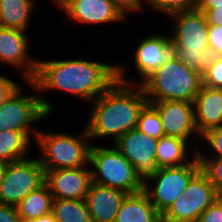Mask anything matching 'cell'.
<instances>
[{
	"instance_id": "cell-14",
	"label": "cell",
	"mask_w": 222,
	"mask_h": 222,
	"mask_svg": "<svg viewBox=\"0 0 222 222\" xmlns=\"http://www.w3.org/2000/svg\"><path fill=\"white\" fill-rule=\"evenodd\" d=\"M55 169L45 172V183L53 199L84 200L92 182L91 169Z\"/></svg>"
},
{
	"instance_id": "cell-25",
	"label": "cell",
	"mask_w": 222,
	"mask_h": 222,
	"mask_svg": "<svg viewBox=\"0 0 222 222\" xmlns=\"http://www.w3.org/2000/svg\"><path fill=\"white\" fill-rule=\"evenodd\" d=\"M136 128L142 133L156 139L165 136L160 116L150 103H147L141 110Z\"/></svg>"
},
{
	"instance_id": "cell-16",
	"label": "cell",
	"mask_w": 222,
	"mask_h": 222,
	"mask_svg": "<svg viewBox=\"0 0 222 222\" xmlns=\"http://www.w3.org/2000/svg\"><path fill=\"white\" fill-rule=\"evenodd\" d=\"M127 195L123 190L91 182L84 200L92 222H115L116 214Z\"/></svg>"
},
{
	"instance_id": "cell-17",
	"label": "cell",
	"mask_w": 222,
	"mask_h": 222,
	"mask_svg": "<svg viewBox=\"0 0 222 222\" xmlns=\"http://www.w3.org/2000/svg\"><path fill=\"white\" fill-rule=\"evenodd\" d=\"M193 106L195 126L200 136L222 126V89L201 85Z\"/></svg>"
},
{
	"instance_id": "cell-24",
	"label": "cell",
	"mask_w": 222,
	"mask_h": 222,
	"mask_svg": "<svg viewBox=\"0 0 222 222\" xmlns=\"http://www.w3.org/2000/svg\"><path fill=\"white\" fill-rule=\"evenodd\" d=\"M52 213L57 222H92L85 200L53 199Z\"/></svg>"
},
{
	"instance_id": "cell-7",
	"label": "cell",
	"mask_w": 222,
	"mask_h": 222,
	"mask_svg": "<svg viewBox=\"0 0 222 222\" xmlns=\"http://www.w3.org/2000/svg\"><path fill=\"white\" fill-rule=\"evenodd\" d=\"M194 149L190 163L177 167L160 168L157 175L143 187L150 202L161 215L179 196L185 193L188 182L200 170L198 148ZM152 184L154 187L151 186Z\"/></svg>"
},
{
	"instance_id": "cell-38",
	"label": "cell",
	"mask_w": 222,
	"mask_h": 222,
	"mask_svg": "<svg viewBox=\"0 0 222 222\" xmlns=\"http://www.w3.org/2000/svg\"><path fill=\"white\" fill-rule=\"evenodd\" d=\"M8 164H9L8 162L0 160V183L2 182Z\"/></svg>"
},
{
	"instance_id": "cell-39",
	"label": "cell",
	"mask_w": 222,
	"mask_h": 222,
	"mask_svg": "<svg viewBox=\"0 0 222 222\" xmlns=\"http://www.w3.org/2000/svg\"><path fill=\"white\" fill-rule=\"evenodd\" d=\"M198 3H222V0H198Z\"/></svg>"
},
{
	"instance_id": "cell-31",
	"label": "cell",
	"mask_w": 222,
	"mask_h": 222,
	"mask_svg": "<svg viewBox=\"0 0 222 222\" xmlns=\"http://www.w3.org/2000/svg\"><path fill=\"white\" fill-rule=\"evenodd\" d=\"M197 9L205 15L208 25H222V3H198Z\"/></svg>"
},
{
	"instance_id": "cell-29",
	"label": "cell",
	"mask_w": 222,
	"mask_h": 222,
	"mask_svg": "<svg viewBox=\"0 0 222 222\" xmlns=\"http://www.w3.org/2000/svg\"><path fill=\"white\" fill-rule=\"evenodd\" d=\"M200 170L208 177L222 196V159H199Z\"/></svg>"
},
{
	"instance_id": "cell-10",
	"label": "cell",
	"mask_w": 222,
	"mask_h": 222,
	"mask_svg": "<svg viewBox=\"0 0 222 222\" xmlns=\"http://www.w3.org/2000/svg\"><path fill=\"white\" fill-rule=\"evenodd\" d=\"M19 86L0 106V132L7 130L39 131L33 123L50 117L44 110L40 95H23Z\"/></svg>"
},
{
	"instance_id": "cell-20",
	"label": "cell",
	"mask_w": 222,
	"mask_h": 222,
	"mask_svg": "<svg viewBox=\"0 0 222 222\" xmlns=\"http://www.w3.org/2000/svg\"><path fill=\"white\" fill-rule=\"evenodd\" d=\"M34 0H0V27L27 31Z\"/></svg>"
},
{
	"instance_id": "cell-28",
	"label": "cell",
	"mask_w": 222,
	"mask_h": 222,
	"mask_svg": "<svg viewBox=\"0 0 222 222\" xmlns=\"http://www.w3.org/2000/svg\"><path fill=\"white\" fill-rule=\"evenodd\" d=\"M202 142L208 144V147H211L213 151L212 155L204 156L201 149H198L197 156L199 159H222V126L216 127L208 130L205 134L201 136ZM215 155V156H214Z\"/></svg>"
},
{
	"instance_id": "cell-11",
	"label": "cell",
	"mask_w": 222,
	"mask_h": 222,
	"mask_svg": "<svg viewBox=\"0 0 222 222\" xmlns=\"http://www.w3.org/2000/svg\"><path fill=\"white\" fill-rule=\"evenodd\" d=\"M158 112L165 136L177 137L189 142L192 135H199L194 121L192 102L165 100L148 101Z\"/></svg>"
},
{
	"instance_id": "cell-35",
	"label": "cell",
	"mask_w": 222,
	"mask_h": 222,
	"mask_svg": "<svg viewBox=\"0 0 222 222\" xmlns=\"http://www.w3.org/2000/svg\"><path fill=\"white\" fill-rule=\"evenodd\" d=\"M18 87V82L11 80L6 75L0 74V106Z\"/></svg>"
},
{
	"instance_id": "cell-19",
	"label": "cell",
	"mask_w": 222,
	"mask_h": 222,
	"mask_svg": "<svg viewBox=\"0 0 222 222\" xmlns=\"http://www.w3.org/2000/svg\"><path fill=\"white\" fill-rule=\"evenodd\" d=\"M184 194L193 204V222H197L199 216L220 197L214 185L201 170L188 182Z\"/></svg>"
},
{
	"instance_id": "cell-26",
	"label": "cell",
	"mask_w": 222,
	"mask_h": 222,
	"mask_svg": "<svg viewBox=\"0 0 222 222\" xmlns=\"http://www.w3.org/2000/svg\"><path fill=\"white\" fill-rule=\"evenodd\" d=\"M161 222H193V204L185 195L176 201L161 215Z\"/></svg>"
},
{
	"instance_id": "cell-37",
	"label": "cell",
	"mask_w": 222,
	"mask_h": 222,
	"mask_svg": "<svg viewBox=\"0 0 222 222\" xmlns=\"http://www.w3.org/2000/svg\"><path fill=\"white\" fill-rule=\"evenodd\" d=\"M31 222H57V220L55 219L54 214L51 212L49 214L40 216Z\"/></svg>"
},
{
	"instance_id": "cell-12",
	"label": "cell",
	"mask_w": 222,
	"mask_h": 222,
	"mask_svg": "<svg viewBox=\"0 0 222 222\" xmlns=\"http://www.w3.org/2000/svg\"><path fill=\"white\" fill-rule=\"evenodd\" d=\"M26 31L0 27V63L22 68L24 82L32 81L37 72L38 59L30 57Z\"/></svg>"
},
{
	"instance_id": "cell-4",
	"label": "cell",
	"mask_w": 222,
	"mask_h": 222,
	"mask_svg": "<svg viewBox=\"0 0 222 222\" xmlns=\"http://www.w3.org/2000/svg\"><path fill=\"white\" fill-rule=\"evenodd\" d=\"M174 20L171 41L175 45L176 57L197 71L201 76L220 54L209 48L208 23L197 8L169 15Z\"/></svg>"
},
{
	"instance_id": "cell-23",
	"label": "cell",
	"mask_w": 222,
	"mask_h": 222,
	"mask_svg": "<svg viewBox=\"0 0 222 222\" xmlns=\"http://www.w3.org/2000/svg\"><path fill=\"white\" fill-rule=\"evenodd\" d=\"M53 196L46 183L26 196L16 210L22 222H31L52 212Z\"/></svg>"
},
{
	"instance_id": "cell-33",
	"label": "cell",
	"mask_w": 222,
	"mask_h": 222,
	"mask_svg": "<svg viewBox=\"0 0 222 222\" xmlns=\"http://www.w3.org/2000/svg\"><path fill=\"white\" fill-rule=\"evenodd\" d=\"M114 7L120 12V14L126 19L129 11L143 10L144 0H111Z\"/></svg>"
},
{
	"instance_id": "cell-13",
	"label": "cell",
	"mask_w": 222,
	"mask_h": 222,
	"mask_svg": "<svg viewBox=\"0 0 222 222\" xmlns=\"http://www.w3.org/2000/svg\"><path fill=\"white\" fill-rule=\"evenodd\" d=\"M134 65L143 81L162 64L175 56V45L171 37L163 34H152L142 38L134 52Z\"/></svg>"
},
{
	"instance_id": "cell-1",
	"label": "cell",
	"mask_w": 222,
	"mask_h": 222,
	"mask_svg": "<svg viewBox=\"0 0 222 222\" xmlns=\"http://www.w3.org/2000/svg\"><path fill=\"white\" fill-rule=\"evenodd\" d=\"M116 65L87 59L38 60L37 72L32 81H26L36 92H40L41 104L50 116L54 111L44 98L43 91L60 90L92 102L115 81Z\"/></svg>"
},
{
	"instance_id": "cell-21",
	"label": "cell",
	"mask_w": 222,
	"mask_h": 222,
	"mask_svg": "<svg viewBox=\"0 0 222 222\" xmlns=\"http://www.w3.org/2000/svg\"><path fill=\"white\" fill-rule=\"evenodd\" d=\"M37 133L10 129L0 132V160L11 163L25 159L30 152L32 137H36Z\"/></svg>"
},
{
	"instance_id": "cell-9",
	"label": "cell",
	"mask_w": 222,
	"mask_h": 222,
	"mask_svg": "<svg viewBox=\"0 0 222 222\" xmlns=\"http://www.w3.org/2000/svg\"><path fill=\"white\" fill-rule=\"evenodd\" d=\"M158 139L150 137L134 128L113 144L122 155L134 166L136 179L144 187L160 170L156 161Z\"/></svg>"
},
{
	"instance_id": "cell-36",
	"label": "cell",
	"mask_w": 222,
	"mask_h": 222,
	"mask_svg": "<svg viewBox=\"0 0 222 222\" xmlns=\"http://www.w3.org/2000/svg\"><path fill=\"white\" fill-rule=\"evenodd\" d=\"M0 222H22L16 206L0 204Z\"/></svg>"
},
{
	"instance_id": "cell-5",
	"label": "cell",
	"mask_w": 222,
	"mask_h": 222,
	"mask_svg": "<svg viewBox=\"0 0 222 222\" xmlns=\"http://www.w3.org/2000/svg\"><path fill=\"white\" fill-rule=\"evenodd\" d=\"M40 149L39 162L44 171L55 169L80 168L89 165L92 144L86 128L80 135L69 133H51L39 130L36 134Z\"/></svg>"
},
{
	"instance_id": "cell-34",
	"label": "cell",
	"mask_w": 222,
	"mask_h": 222,
	"mask_svg": "<svg viewBox=\"0 0 222 222\" xmlns=\"http://www.w3.org/2000/svg\"><path fill=\"white\" fill-rule=\"evenodd\" d=\"M208 44L222 56V25H209Z\"/></svg>"
},
{
	"instance_id": "cell-18",
	"label": "cell",
	"mask_w": 222,
	"mask_h": 222,
	"mask_svg": "<svg viewBox=\"0 0 222 222\" xmlns=\"http://www.w3.org/2000/svg\"><path fill=\"white\" fill-rule=\"evenodd\" d=\"M115 222H161V214L154 208L148 195L141 191L125 197Z\"/></svg>"
},
{
	"instance_id": "cell-15",
	"label": "cell",
	"mask_w": 222,
	"mask_h": 222,
	"mask_svg": "<svg viewBox=\"0 0 222 222\" xmlns=\"http://www.w3.org/2000/svg\"><path fill=\"white\" fill-rule=\"evenodd\" d=\"M66 15L80 24H104L126 20L111 0H55Z\"/></svg>"
},
{
	"instance_id": "cell-30",
	"label": "cell",
	"mask_w": 222,
	"mask_h": 222,
	"mask_svg": "<svg viewBox=\"0 0 222 222\" xmlns=\"http://www.w3.org/2000/svg\"><path fill=\"white\" fill-rule=\"evenodd\" d=\"M202 85L222 89V56L209 65L202 74Z\"/></svg>"
},
{
	"instance_id": "cell-8",
	"label": "cell",
	"mask_w": 222,
	"mask_h": 222,
	"mask_svg": "<svg viewBox=\"0 0 222 222\" xmlns=\"http://www.w3.org/2000/svg\"><path fill=\"white\" fill-rule=\"evenodd\" d=\"M44 183L45 171L38 158L11 162L0 183V204L17 206Z\"/></svg>"
},
{
	"instance_id": "cell-22",
	"label": "cell",
	"mask_w": 222,
	"mask_h": 222,
	"mask_svg": "<svg viewBox=\"0 0 222 222\" xmlns=\"http://www.w3.org/2000/svg\"><path fill=\"white\" fill-rule=\"evenodd\" d=\"M184 139L172 136H162L158 139L156 148V161L160 168L177 167L190 163L187 151L190 144Z\"/></svg>"
},
{
	"instance_id": "cell-27",
	"label": "cell",
	"mask_w": 222,
	"mask_h": 222,
	"mask_svg": "<svg viewBox=\"0 0 222 222\" xmlns=\"http://www.w3.org/2000/svg\"><path fill=\"white\" fill-rule=\"evenodd\" d=\"M154 11L167 15L197 8L198 0H144ZM165 13V14H164Z\"/></svg>"
},
{
	"instance_id": "cell-32",
	"label": "cell",
	"mask_w": 222,
	"mask_h": 222,
	"mask_svg": "<svg viewBox=\"0 0 222 222\" xmlns=\"http://www.w3.org/2000/svg\"><path fill=\"white\" fill-rule=\"evenodd\" d=\"M197 222H222V196L199 216Z\"/></svg>"
},
{
	"instance_id": "cell-2",
	"label": "cell",
	"mask_w": 222,
	"mask_h": 222,
	"mask_svg": "<svg viewBox=\"0 0 222 222\" xmlns=\"http://www.w3.org/2000/svg\"><path fill=\"white\" fill-rule=\"evenodd\" d=\"M134 86L116 80L91 102V114L88 122L84 124L89 138L111 136L114 143L119 137L137 127L139 114L148 100L141 85Z\"/></svg>"
},
{
	"instance_id": "cell-6",
	"label": "cell",
	"mask_w": 222,
	"mask_h": 222,
	"mask_svg": "<svg viewBox=\"0 0 222 222\" xmlns=\"http://www.w3.org/2000/svg\"><path fill=\"white\" fill-rule=\"evenodd\" d=\"M89 166H93L90 170L92 182L98 185L120 189L127 194L143 191L134 166L113 145L109 148L92 145Z\"/></svg>"
},
{
	"instance_id": "cell-3",
	"label": "cell",
	"mask_w": 222,
	"mask_h": 222,
	"mask_svg": "<svg viewBox=\"0 0 222 222\" xmlns=\"http://www.w3.org/2000/svg\"><path fill=\"white\" fill-rule=\"evenodd\" d=\"M125 68L122 64L116 65L117 80L126 84H140L148 101L178 100L193 103L202 85V76L176 56L141 82L126 79Z\"/></svg>"
}]
</instances>
